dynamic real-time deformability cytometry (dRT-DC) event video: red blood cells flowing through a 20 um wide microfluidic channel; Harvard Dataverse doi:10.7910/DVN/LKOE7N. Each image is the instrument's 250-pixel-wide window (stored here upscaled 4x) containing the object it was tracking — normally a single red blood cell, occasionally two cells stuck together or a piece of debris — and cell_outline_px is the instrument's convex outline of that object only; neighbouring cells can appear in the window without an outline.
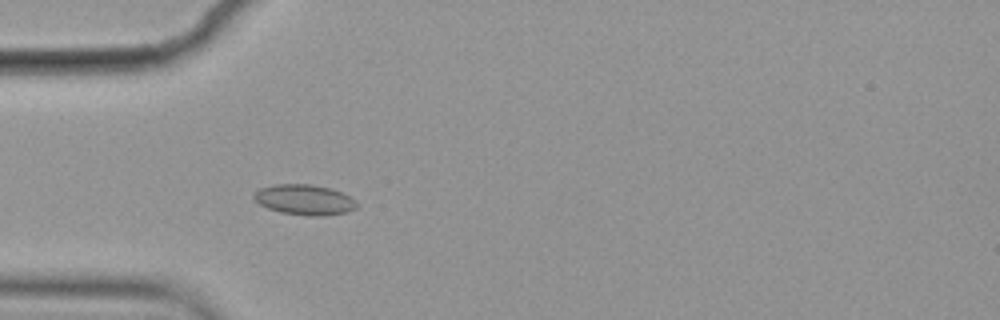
{"species": "common noctule bat (a hibernating species)", "species_latin": "Nyctalus noctula", "temperature_condition": "cold", "stored_images_in_passage": 4, "camera_frame_rate_fps": 3000, "um_per_image_px": 0.085, "animal": {"sex": "female", "body_mass_g": 19.9}, "frame": {"image": 1, "passage_image": 4, "time_ms": 1.0, "image_size_px": [1000, 320], "cell_outline_px": [[356, 208], [348, 212], [324, 216], [308, 216], [280, 212], [268, 208], [260, 204], [252, 196], [260, 188], [276, 184], [312, 184], [332, 188], [356, 200]], "centroid_in_image_um": [25.9, 16.98], "position_along_channel_um": 59.1, "area_um2": 18.21}}